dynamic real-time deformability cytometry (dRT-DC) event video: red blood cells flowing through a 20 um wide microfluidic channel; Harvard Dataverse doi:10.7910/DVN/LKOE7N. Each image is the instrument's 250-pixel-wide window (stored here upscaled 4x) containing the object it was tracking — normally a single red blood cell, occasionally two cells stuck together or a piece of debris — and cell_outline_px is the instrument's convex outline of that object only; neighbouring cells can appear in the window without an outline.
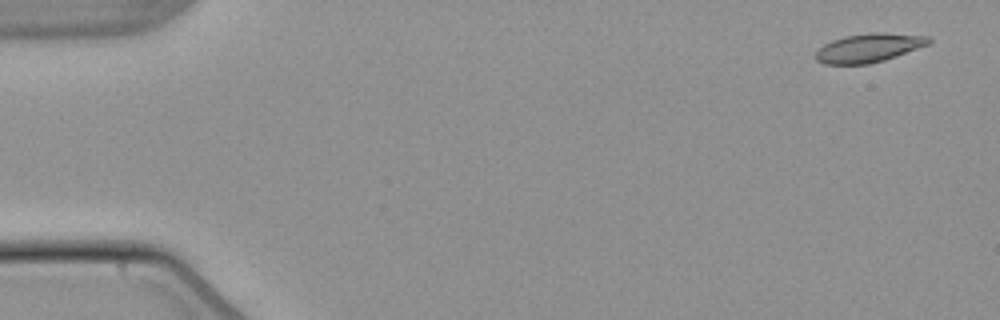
{"species": "common noctule bat (a hibernating species)", "species_latin": "Nyctalus noctula", "temperature_condition": "warm", "stored_images_in_passage": 53, "camera_frame_rate_fps": 3000, "um_per_image_px": 0.085, "animal": {"sex": "male", "body_mass_g": 21.5, "forearm_length_mm": 52.0}, "frame": {"image": 1, "passage_image": 2, "time_ms": 0.333, "image_size_px": [1000, 320], "cell_outline_px": [[932, 40], [928, 44], [896, 56], [884, 60], [868, 64], [824, 64], [816, 60], [816, 52], [824, 44], [832, 40], [844, 36], [868, 32], [884, 32], [928, 36]], "centroid_in_image_um": [73.84, 4.05], "position_along_channel_um": 11.2, "area_um2": 18.9}}
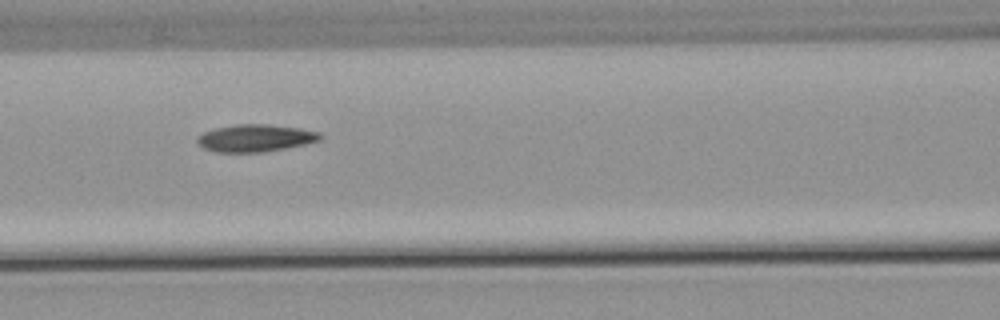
{"frame": {"image": 2, "passage_image": 23, "time_ms": 7.333, "image_size_px": [1000, 320], "cell_outline_px": [[324, 136], [320, 140], [304, 144], [284, 148], [260, 152], [216, 152], [204, 148], [196, 140], [204, 132], [216, 128], [236, 124], [268, 124], [300, 128], [320, 132]], "centroid_in_image_um": [21.74, 11.73], "position_along_channel_um": 144.9, "area_um2": 19.36}}
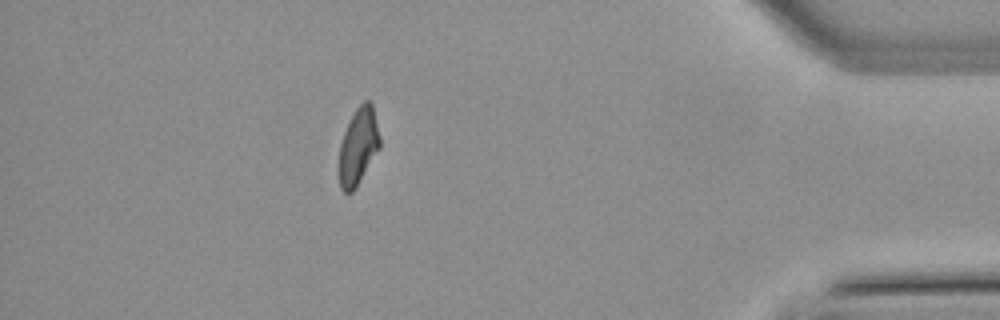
{"frame": {"image": 3, "passage_image": 47, "time_ms": 15.333, "image_size_px": [1000, 320], "cell_outline_px": [[380, 148], [356, 188], [352, 192], [344, 192], [340, 188], [336, 172], [336, 168], [340, 144], [344, 132], [356, 108], [364, 100], [368, 100], [372, 104], [380, 136]], "centroid_in_image_um": [30.41, 12.51], "position_along_channel_um": 404.8, "area_um2": 18.73}, "authors_computed_cell_mechanics": {"area_um2": 19.1318, "velocity_mm_per_s": 3.8375, "shape_relaxation_time_tau1_ms": 9.7912, "shape_relaxation_time_tau2_ms": 5.4505, "deformation_change_tau1": 0.2259, "deformation_change_tau2": 0.1377}}